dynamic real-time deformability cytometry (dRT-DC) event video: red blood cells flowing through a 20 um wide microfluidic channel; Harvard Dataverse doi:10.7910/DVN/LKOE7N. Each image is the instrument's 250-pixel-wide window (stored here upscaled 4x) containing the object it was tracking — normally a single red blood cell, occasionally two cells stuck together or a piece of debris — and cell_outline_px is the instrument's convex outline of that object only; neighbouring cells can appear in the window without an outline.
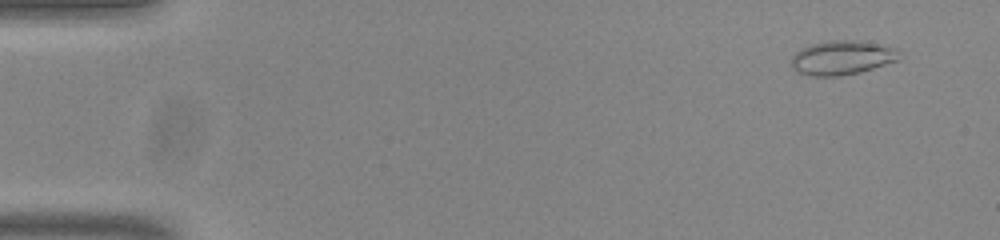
{"species": "common noctule bat (a hibernating species)", "species_latin": "Nyctalus noctula", "temperature_condition": "room temperature", "stored_images_in_passage": 54, "camera_frame_rate_fps": 3000, "um_per_image_px": 0.085, "animal": {"sex": "male", "body_mass_g": 20.0, "forearm_length_mm": 53.3}, "frame": {"image": 1, "passage_image": 4, "time_ms": 1.0, "image_size_px": [1000, 240], "cell_outline_px": [[900, 60], [860, 72], [840, 76], [812, 76], [796, 72], [792, 68], [792, 56], [796, 52], [812, 44], [832, 40], [864, 40], [896, 48]], "centroid_in_image_um": [71.59, 4.9], "position_along_channel_um": 13.4, "area_um2": 21.56}}
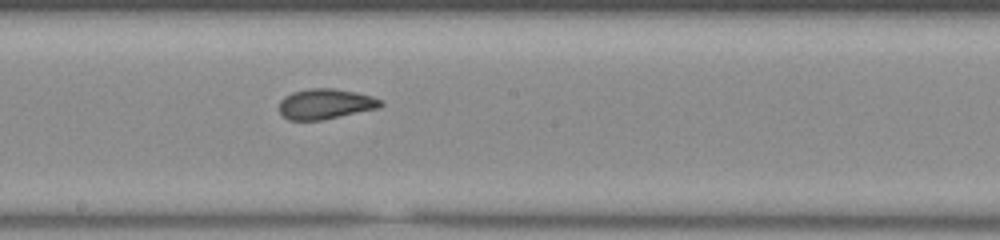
{"frame": {"image": 2, "passage_image": 30, "time_ms": 9.667, "image_size_px": [1000, 240], "cell_outline_px": [[384, 104], [380, 108], [324, 120], [288, 120], [280, 112], [280, 100], [284, 96], [292, 92], [308, 88], [332, 88], [356, 92], [372, 96], [380, 100]], "centroid_in_image_um": [27.67, 8.84], "position_along_channel_um": 220.5, "area_um2": 18.09}}
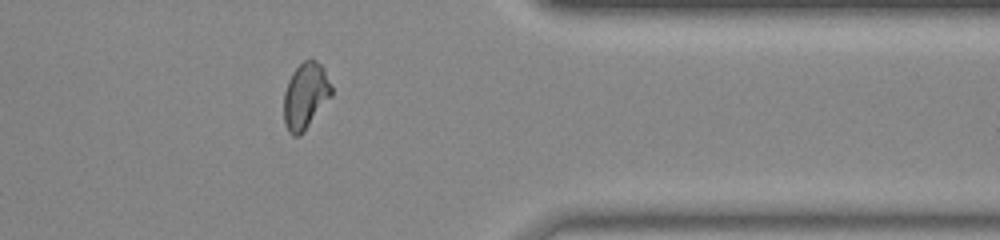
{"frame": {"image": 3, "passage_image": 44, "time_ms": 14.333, "image_size_px": [1000, 240], "cell_outline_px": [[332, 96], [304, 132], [300, 136], [292, 136], [288, 132], [284, 124], [284, 92], [288, 80], [292, 72], [304, 60], [316, 60], [324, 68], [332, 84]], "centroid_in_image_um": [25.97, 8.17], "position_along_channel_um": 385.4, "area_um2": 18.67}, "authors_computed_cell_mechanics": {"area_um2": 18.5538, "velocity_mm_per_s": 3.8277, "shape_relaxation_time_tau1_ms": null, "shape_relaxation_time_tau2_ms": 1.0145, "deformation_change_tau1": null, "deformation_change_tau2": 0.0475}}